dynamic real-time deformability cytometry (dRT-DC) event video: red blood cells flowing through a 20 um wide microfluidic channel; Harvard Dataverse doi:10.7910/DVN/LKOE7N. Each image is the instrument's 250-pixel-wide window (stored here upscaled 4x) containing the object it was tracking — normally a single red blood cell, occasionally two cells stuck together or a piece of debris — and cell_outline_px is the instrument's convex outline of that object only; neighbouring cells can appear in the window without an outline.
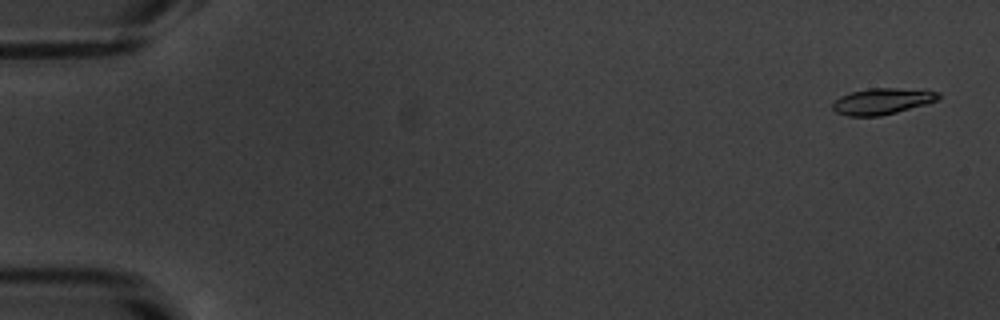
{"species": "common noctule bat (a hibernating species)", "species_latin": "Nyctalus noctula", "temperature_condition": "warm", "stored_images_in_passage": 17, "camera_frame_rate_fps": 3000, "um_per_image_px": 0.085, "animal": {"sex": "male", "body_mass_g": 20.1, "forearm_length_mm": 53.5}, "frame": {"image": 1, "passage_image": 2, "time_ms": 0.333, "image_size_px": [1000, 320], "cell_outline_px": [[940, 96], [936, 100], [924, 104], [896, 112], [880, 116], [848, 116], [836, 112], [832, 108], [832, 104], [840, 96], [852, 92], [868, 88], [896, 88], [940, 92]], "centroid_in_image_um": [74.94, 8.61], "position_along_channel_um": 10.1, "area_um2": 15.84}}
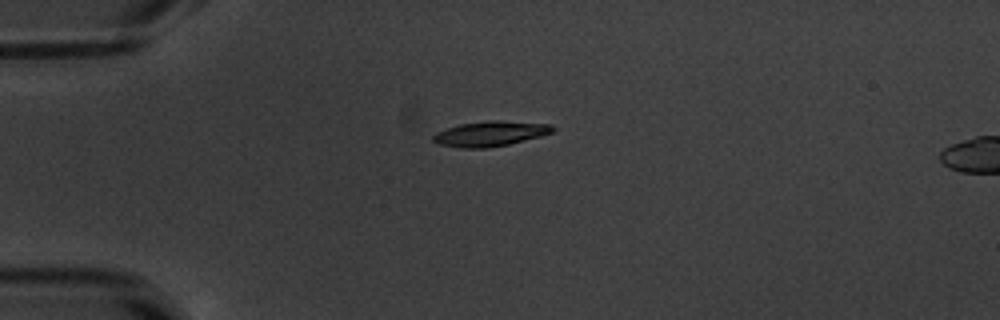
{"frame": {"image": 2, "passage_image": 14, "time_ms": 4.333, "image_size_px": [1000, 320], "cell_outline_px": [[556, 128], [552, 132], [540, 136], [508, 144], [488, 148], [460, 148], [440, 144], [432, 140], [432, 136], [436, 132], [460, 124], [492, 120], [496, 120], [552, 124]], "centroid_in_image_um": [41.68, 11.36], "position_along_channel_um": 43.3, "area_um2": 17.34}}